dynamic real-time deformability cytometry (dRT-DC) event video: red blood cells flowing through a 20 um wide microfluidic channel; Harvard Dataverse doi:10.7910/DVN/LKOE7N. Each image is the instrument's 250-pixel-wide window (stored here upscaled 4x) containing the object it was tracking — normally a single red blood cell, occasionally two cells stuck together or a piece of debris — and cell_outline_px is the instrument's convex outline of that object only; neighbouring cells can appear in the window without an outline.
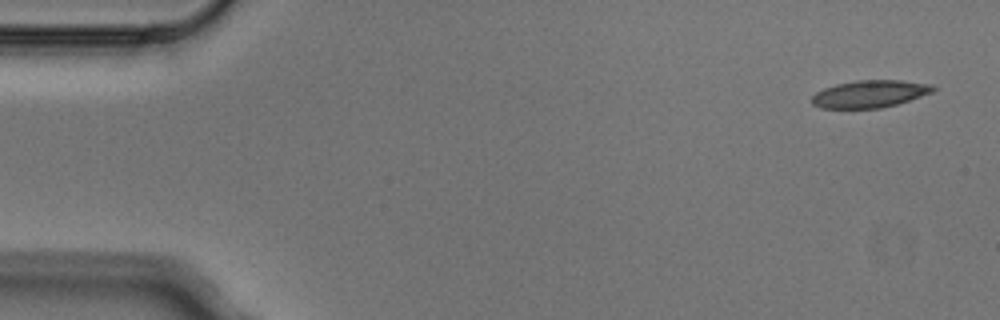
{"species": "Egyptian fruit bat (a non-hibernating species)", "species_latin": "Rousettus aegyptiacus", "temperature_condition": "cold", "stored_images_in_passage": 5, "camera_frame_rate_fps": 3000, "um_per_image_px": 0.085, "animal": {"sex": "male"}, "frame": {"image": 1, "passage_image": 1, "time_ms": 0.0, "image_size_px": [1000, 320], "cell_outline_px": [[936, 88], [932, 92], [896, 104], [880, 108], [820, 108], [812, 104], [812, 96], [816, 92], [824, 88], [836, 84], [856, 80], [900, 80], [932, 84]], "centroid_in_image_um": [73.91, 7.97], "position_along_channel_um": 11.1, "area_um2": 19.19}}
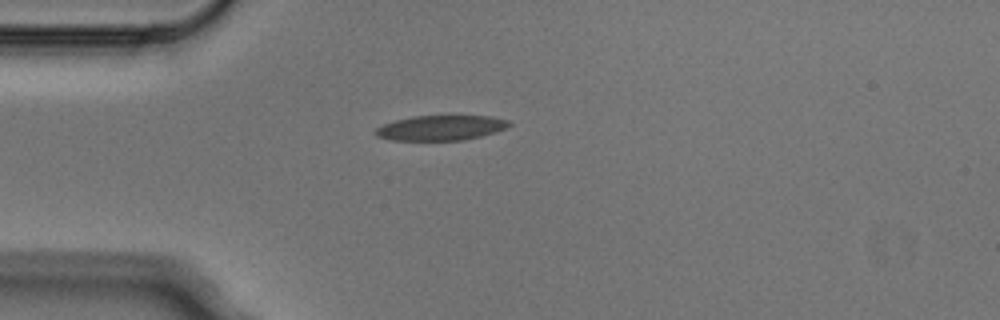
{"frame": {"image": 2, "passage_image": 4, "time_ms": 1.0, "image_size_px": [1000, 320], "cell_outline_px": [[512, 124], [496, 132], [464, 140], [388, 140], [376, 136], [376, 128], [384, 124], [396, 120], [412, 116], [488, 116], [508, 120]], "centroid_in_image_um": [37.46, 10.87], "position_along_channel_um": 47.5, "area_um2": 19.31}}